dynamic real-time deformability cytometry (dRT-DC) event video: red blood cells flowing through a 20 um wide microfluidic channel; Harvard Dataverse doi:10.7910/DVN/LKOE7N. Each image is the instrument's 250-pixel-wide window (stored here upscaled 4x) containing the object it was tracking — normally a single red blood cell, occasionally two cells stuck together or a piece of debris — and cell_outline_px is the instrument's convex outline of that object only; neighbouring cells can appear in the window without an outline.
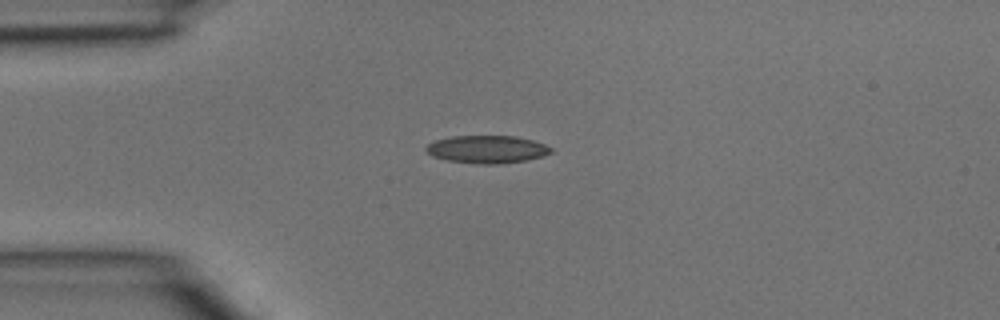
{"species": "common noctule bat (a hibernating species)", "species_latin": "Nyctalus noctula", "temperature_condition": "room temperature", "stored_images_in_passage": 1, "camera_frame_rate_fps": 3000, "um_per_image_px": 0.085, "animal": {"sex": "male", "body_mass_g": 15.6}, "frame": {"image": 1, "passage_image": 1, "time_ms": 0.0, "image_size_px": [1000, 320], "cell_outline_px": [[552, 152], [544, 156], [524, 160], [496, 164], [480, 164], [448, 160], [432, 156], [424, 148], [428, 144], [436, 140], [452, 136], [516, 136], [532, 140], [544, 144], [552, 148]], "centroid_in_image_um": [41.4, 12.68], "position_along_channel_um": 43.6, "area_um2": 20.0}}